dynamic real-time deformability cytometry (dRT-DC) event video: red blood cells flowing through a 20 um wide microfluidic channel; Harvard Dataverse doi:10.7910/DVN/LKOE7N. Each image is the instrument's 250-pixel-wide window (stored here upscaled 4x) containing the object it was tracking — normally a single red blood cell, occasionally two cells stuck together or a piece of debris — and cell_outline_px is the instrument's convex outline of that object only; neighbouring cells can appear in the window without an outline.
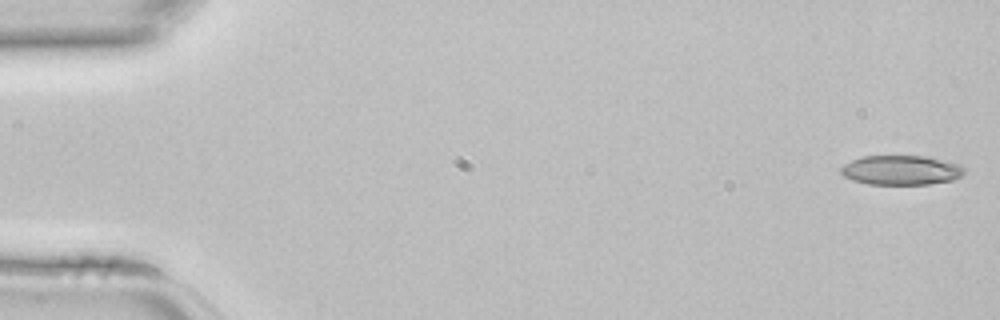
{"species": "common noctule bat (a hibernating species)", "species_latin": "Nyctalus noctula", "temperature_condition": "room temperature", "stored_images_in_passage": 44, "camera_frame_rate_fps": 3000, "um_per_image_px": 0.085, "animal": {"sex": "female", "body_mass_g": 22.7, "forearm_length_mm": 54.2}, "frame": {"image": 1, "passage_image": 1, "time_ms": 0.0, "image_size_px": [1000, 320], "cell_outline_px": [[964, 172], [960, 176], [952, 180], [928, 184], [868, 184], [852, 180], [844, 176], [840, 172], [840, 168], [844, 164], [860, 156], [924, 156], [960, 164], [964, 168]], "centroid_in_image_um": [76.56, 14.46], "position_along_channel_um": 8.4, "area_um2": 21.15}}
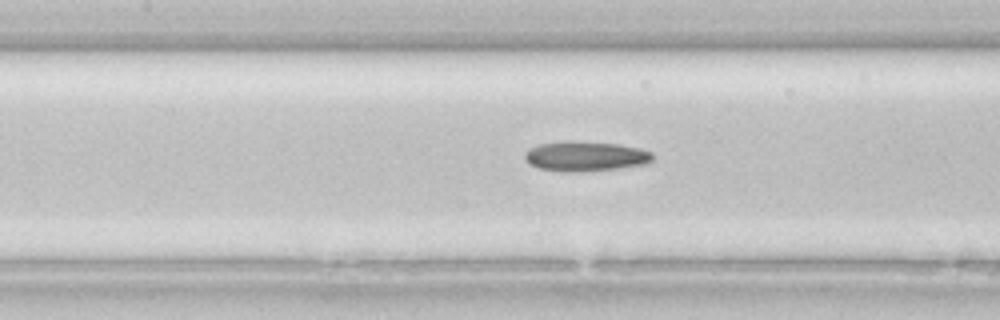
{"frame": {"image": 2, "passage_image": 20, "time_ms": 6.333, "image_size_px": [1000, 320], "cell_outline_px": [[652, 160], [644, 164], [616, 168], [580, 172], [568, 172], [540, 168], [532, 164], [524, 156], [524, 152], [540, 144], [568, 140], [620, 144], [640, 148], [652, 152]], "centroid_in_image_um": [49.78, 13.27], "position_along_channel_um": 157.6, "area_um2": 22.02}}
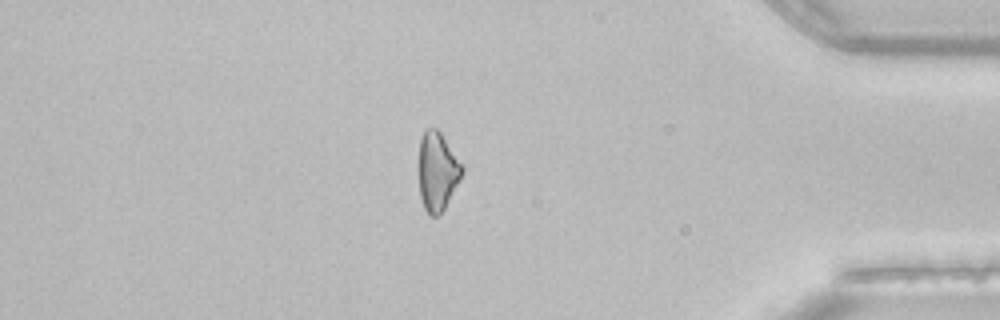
{"frame": {"image": 3, "passage_image": 38, "time_ms": 12.333, "image_size_px": [1000, 320], "cell_outline_px": [[464, 172], [444, 208], [436, 216], [428, 216], [424, 208], [420, 196], [420, 140], [424, 128], [436, 128], [440, 132], [464, 168]], "centroid_in_image_um": [37.17, 14.57], "position_along_channel_um": 398.0, "area_um2": 19.42}}